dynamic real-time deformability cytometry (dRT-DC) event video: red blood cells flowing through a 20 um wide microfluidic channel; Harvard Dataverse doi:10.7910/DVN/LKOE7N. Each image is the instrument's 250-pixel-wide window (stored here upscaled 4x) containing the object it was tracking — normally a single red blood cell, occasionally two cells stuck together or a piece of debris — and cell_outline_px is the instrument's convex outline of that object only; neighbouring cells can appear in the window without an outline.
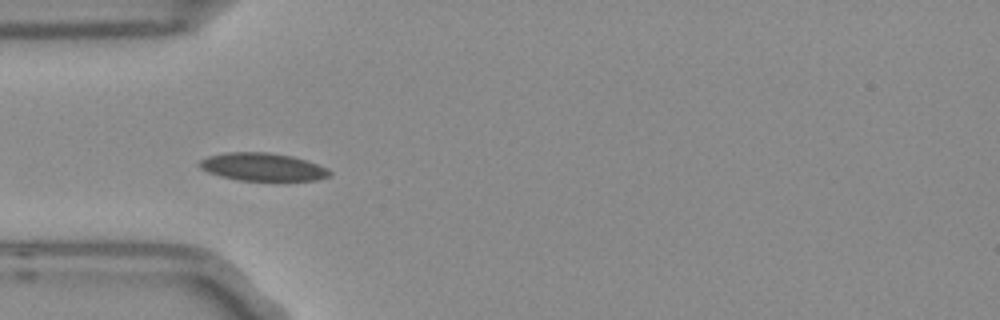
{"species": "Egyptian fruit bat (a non-hibernating species)", "species_latin": "Rousettus aegyptiacus", "temperature_condition": "room temperature", "stored_images_in_passage": 6, "camera_frame_rate_fps": 3000, "um_per_image_px": 0.085, "frame": {"image": 1, "passage_image": 5, "time_ms": 1.333, "image_size_px": [1000, 320], "cell_outline_px": [[332, 172], [328, 176], [316, 180], [240, 180], [220, 176], [208, 172], [200, 168], [196, 164], [200, 160], [208, 156], [228, 152], [268, 152], [292, 156], [328, 168]], "centroid_in_image_um": [22.28, 14.18], "position_along_channel_um": 62.7, "area_um2": 20.98}}
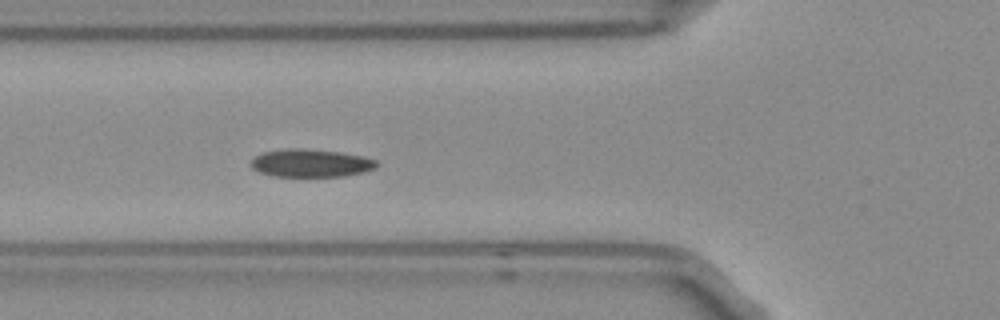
{"frame": {"image": 2, "passage_image": 6, "time_ms": 1.667, "image_size_px": [1000, 320], "cell_outline_px": [[380, 164], [376, 168], [364, 172], [344, 176], [272, 176], [260, 172], [252, 168], [248, 164], [256, 156], [264, 152], [288, 148], [300, 148], [340, 152], [364, 156], [376, 160]], "centroid_in_image_um": [26.44, 13.86], "position_along_channel_um": 99.4, "area_um2": 20.52}}